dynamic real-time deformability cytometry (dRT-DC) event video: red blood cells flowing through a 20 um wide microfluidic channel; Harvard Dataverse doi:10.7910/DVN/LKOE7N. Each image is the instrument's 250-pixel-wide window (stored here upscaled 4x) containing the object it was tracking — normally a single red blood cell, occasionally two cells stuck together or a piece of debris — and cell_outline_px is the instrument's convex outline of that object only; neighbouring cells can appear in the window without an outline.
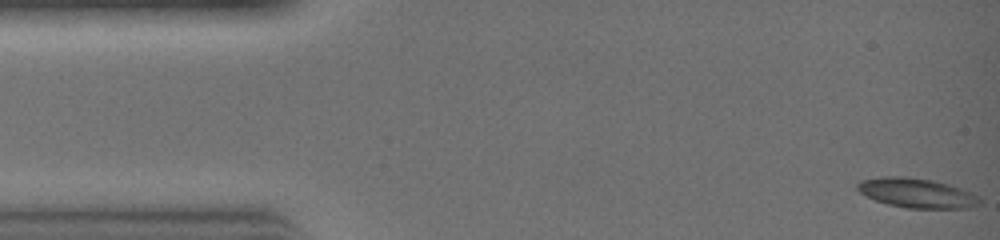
{"species": "common noctule bat (a hibernating species)", "species_latin": "Nyctalus noctula", "temperature_condition": "warm", "stored_images_in_passage": 29, "camera_frame_rate_fps": 3000, "um_per_image_px": 0.085, "animal": {"sex": "female", "body_mass_g": 19.0, "forearm_length_mm": 51.5}, "frame": {"image": 1, "passage_image": 1, "time_ms": 0.0, "image_size_px": [1000, 240], "cell_outline_px": [[980, 204], [968, 208], [908, 208], [888, 204], [876, 200], [860, 192], [856, 188], [856, 184], [860, 180], [884, 176], [904, 176], [932, 180], [948, 184], [972, 192], [980, 196]], "centroid_in_image_um": [77.94, 16.4], "position_along_channel_um": 7.1, "area_um2": 21.04}}
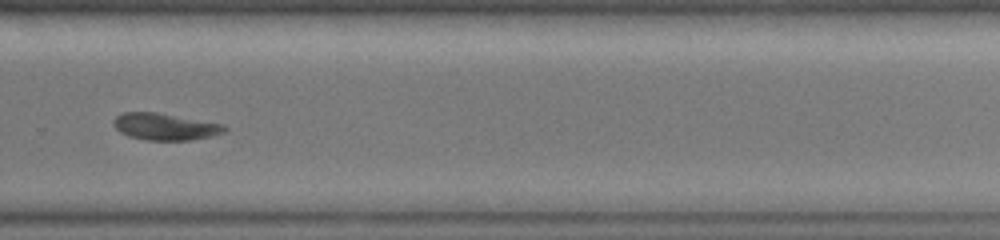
{"frame": {"image": 2, "passage_image": 21, "time_ms": 6.667, "image_size_px": [1000, 240], "cell_outline_px": [[228, 128], [224, 132], [212, 136], [188, 140], [148, 140], [128, 136], [120, 132], [116, 128], [116, 116], [124, 112], [156, 112], [224, 124]], "centroid_in_image_um": [14.07, 10.77], "position_along_channel_um": 315.7, "area_um2": 17.11}}
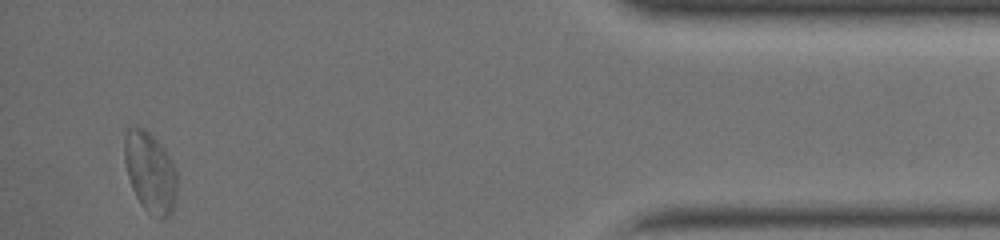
{"frame": {"image": 3, "passage_image": 29, "time_ms": 9.333, "image_size_px": [1000, 240], "cell_outline_px": [[176, 200], [172, 212], [164, 220], [160, 220], [148, 212], [140, 204], [132, 188], [128, 176], [124, 160], [124, 140], [128, 128], [144, 128], [168, 152], [176, 168]], "centroid_in_image_um": [12.78, 14.68], "position_along_channel_um": 422.4, "area_um2": 24.8}}